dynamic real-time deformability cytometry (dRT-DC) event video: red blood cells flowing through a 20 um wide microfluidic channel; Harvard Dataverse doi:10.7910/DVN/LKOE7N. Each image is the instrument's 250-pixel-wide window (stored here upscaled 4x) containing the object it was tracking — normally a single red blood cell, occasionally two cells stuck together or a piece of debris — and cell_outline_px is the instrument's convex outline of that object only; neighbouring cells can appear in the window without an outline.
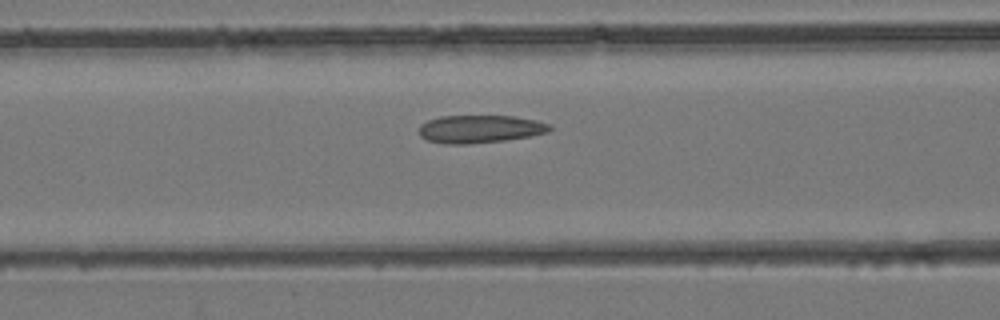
{"species": "common noctule bat (a hibernating species)", "species_latin": "Nyctalus noctula", "temperature_condition": "room temperature", "stored_images_in_passage": 5, "camera_frame_rate_fps": 3000, "um_per_image_px": 0.085, "animal": {"sex": "female", "body_mass_g": 24.6, "forearm_length_mm": 56.2}, "frame": {"image": 1, "passage_image": 5, "time_ms": 1.333, "image_size_px": [1000, 320], "cell_outline_px": [[552, 128], [548, 132], [528, 136], [504, 140], [468, 144], [444, 144], [428, 140], [420, 136], [420, 124], [428, 120], [440, 116], [512, 116], [536, 120], [548, 124]], "centroid_in_image_um": [40.76, 10.96], "position_along_channel_um": 125.8, "area_um2": 21.04}}